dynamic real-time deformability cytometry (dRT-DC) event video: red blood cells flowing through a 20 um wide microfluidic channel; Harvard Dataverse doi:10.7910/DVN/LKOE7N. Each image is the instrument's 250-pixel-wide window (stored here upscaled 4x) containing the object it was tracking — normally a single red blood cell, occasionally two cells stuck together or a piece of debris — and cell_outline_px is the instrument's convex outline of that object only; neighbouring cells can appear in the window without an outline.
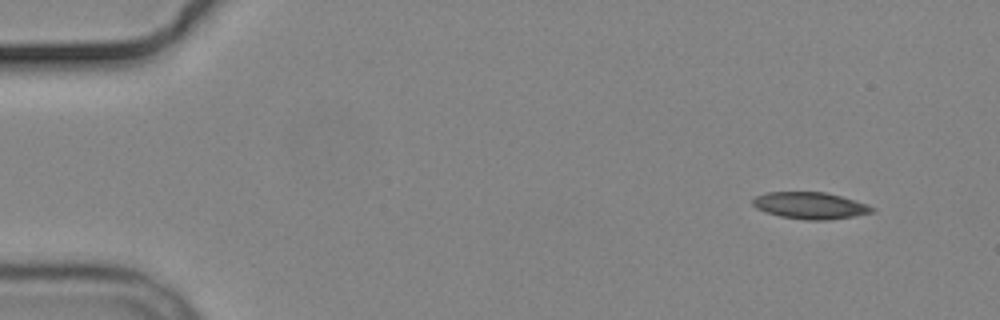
{"species": "common noctule bat (a hibernating species)", "species_latin": "Nyctalus noctula", "temperature_condition": "cold", "stored_images_in_passage": 5, "camera_frame_rate_fps": 3000, "um_per_image_px": 0.085, "animal": {"sex": "male", "body_mass_g": 19.2, "forearm_length_mm": 51.8}, "frame": {"image": 1, "passage_image": 1, "time_ms": 0.0, "image_size_px": [1000, 320], "cell_outline_px": [[876, 212], [828, 220], [804, 220], [780, 216], [756, 208], [752, 204], [752, 200], [756, 196], [768, 192], [824, 192], [840, 196], [868, 204], [876, 208]], "centroid_in_image_um": [68.89, 17.47], "position_along_channel_um": 16.1, "area_um2": 18.55}}
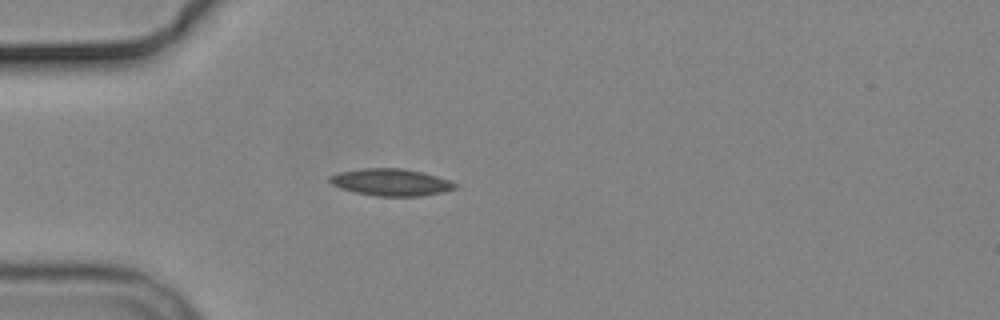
{"frame": {"image": 2, "passage_image": 4, "time_ms": 3.667, "image_size_px": [1000, 320], "cell_outline_px": [[456, 188], [440, 192], [420, 196], [376, 196], [356, 192], [340, 188], [332, 184], [328, 180], [328, 176], [340, 172], [364, 168], [404, 168], [452, 180], [456, 184]], "centroid_in_image_um": [33.21, 15.48], "position_along_channel_um": 51.8, "area_um2": 19.59}}